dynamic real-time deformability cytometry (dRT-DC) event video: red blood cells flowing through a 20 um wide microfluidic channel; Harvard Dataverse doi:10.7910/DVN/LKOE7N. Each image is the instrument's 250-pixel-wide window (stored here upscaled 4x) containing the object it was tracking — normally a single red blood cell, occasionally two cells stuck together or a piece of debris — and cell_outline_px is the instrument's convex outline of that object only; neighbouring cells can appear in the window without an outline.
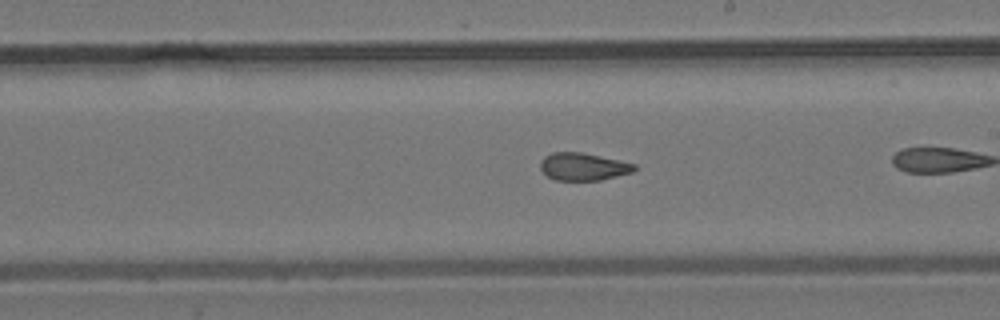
{"species": "common noctule bat (a hibernating species)", "species_latin": "Nyctalus noctula", "temperature_condition": "room temperature", "stored_images_in_passage": 39, "camera_frame_rate_fps": 3000, "um_per_image_px": 0.085, "animal": {"sex": "male", "body_mass_g": 19.2, "forearm_length_mm": 51.8}, "frame": {"image": 1, "passage_image": 28, "time_ms": 9.0, "image_size_px": [1000, 320], "cell_outline_px": [[636, 168], [632, 172], [600, 180], [556, 180], [548, 176], [540, 168], [540, 160], [544, 156], [552, 152], [580, 152], [636, 164]], "centroid_in_image_um": [49.54, 14.16], "position_along_channel_um": 239.5, "area_um2": 14.91}}